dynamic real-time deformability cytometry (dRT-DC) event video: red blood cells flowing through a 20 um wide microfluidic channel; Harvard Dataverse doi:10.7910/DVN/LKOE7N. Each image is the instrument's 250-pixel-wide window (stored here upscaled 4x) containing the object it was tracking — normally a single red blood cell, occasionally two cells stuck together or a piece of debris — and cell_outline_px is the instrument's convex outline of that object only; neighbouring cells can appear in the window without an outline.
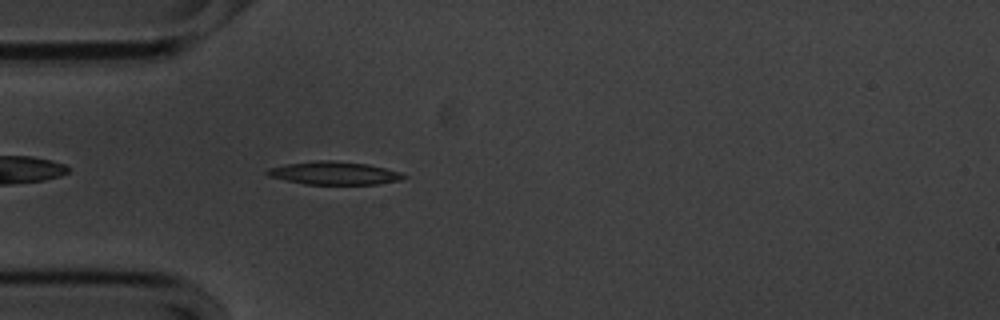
{"species": "common noctule bat (a hibernating species)", "species_latin": "Nyctalus noctula", "temperature_condition": "cold", "stored_images_in_passage": 44, "camera_frame_rate_fps": 3000, "um_per_image_px": 0.085, "animal": {"sex": "male", "body_mass_g": 20.1, "forearm_length_mm": 53.5}, "frame": {"image": 1, "passage_image": 4, "time_ms": 1.0, "image_size_px": [1000, 320], "cell_outline_px": [[408, 176], [400, 180], [380, 184], [304, 184], [268, 176], [264, 172], [268, 168], [284, 164], [316, 160], [332, 160], [368, 164], [400, 172]], "centroid_in_image_um": [28.38, 14.71], "position_along_channel_um": 56.6, "area_um2": 18.38}}
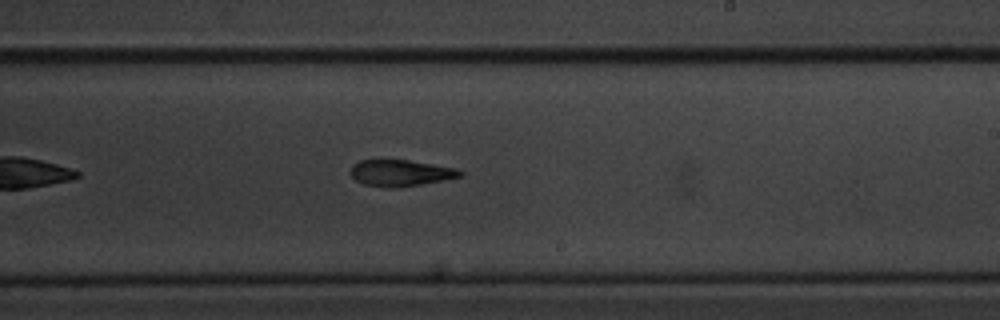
{"frame": {"image": 2, "passage_image": 21, "time_ms": 6.667, "image_size_px": [1000, 320], "cell_outline_px": [[464, 176], [444, 180], [400, 188], [388, 188], [364, 184], [356, 180], [348, 172], [352, 164], [360, 160], [376, 156], [408, 160], [456, 168], [464, 172]], "centroid_in_image_um": [33.98, 14.66], "position_along_channel_um": 255.0, "area_um2": 17.74}}
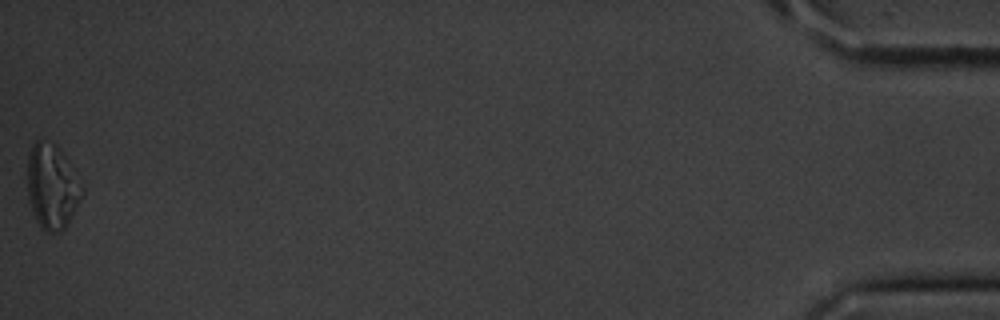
{"frame": {"image": 3, "passage_image": 44, "time_ms": 14.333, "image_size_px": [1000, 320], "cell_outline_px": [[84, 192], [80, 200], [64, 228], [60, 232], [48, 232], [40, 228], [32, 212], [28, 200], [28, 152], [32, 144], [36, 140], [40, 140], [52, 144], [60, 148], [84, 188]], "centroid_in_image_um": [4.4, 15.86], "position_along_channel_um": 430.8, "area_um2": 26.82}, "authors_computed_cell_mechanics": {"area_um2": 18.4093, "velocity_mm_per_s": 3.5603, "shape_relaxation_time_tau1_ms": 2.7468, "shape_relaxation_time_tau2_ms": 7.2179, "deformation_change_tau1": 0.1266, "deformation_change_tau2": 0.1874}}